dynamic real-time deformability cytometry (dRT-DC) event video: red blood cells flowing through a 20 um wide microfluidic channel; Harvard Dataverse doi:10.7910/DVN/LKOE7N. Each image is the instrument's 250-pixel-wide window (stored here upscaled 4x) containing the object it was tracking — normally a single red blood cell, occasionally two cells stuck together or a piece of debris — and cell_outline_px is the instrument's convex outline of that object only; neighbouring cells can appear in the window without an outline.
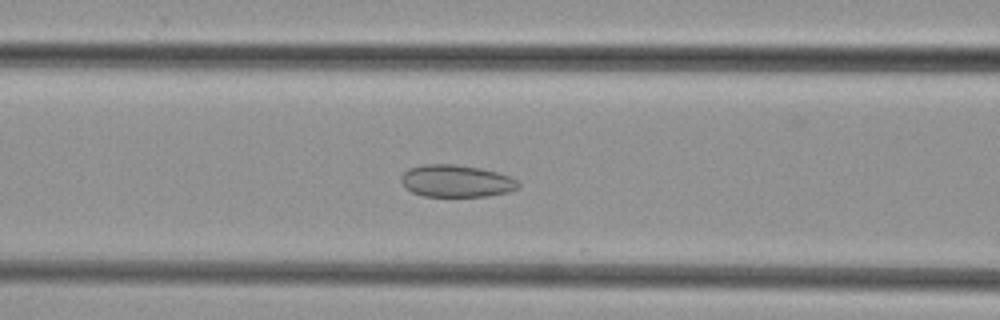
{"species": "common noctule bat (a hibernating species)", "species_latin": "Nyctalus noctula", "temperature_condition": "cold", "stored_images_in_passage": 44, "camera_frame_rate_fps": 3000, "um_per_image_px": 0.085, "animal": {"sex": "female", "body_mass_g": 29.2, "forearm_length_mm": 56.3}, "frame": {"image": 1, "passage_image": 16, "time_ms": 5.0, "image_size_px": [1000, 320], "cell_outline_px": [[520, 184], [516, 188], [508, 192], [488, 196], [424, 196], [412, 192], [404, 188], [400, 180], [404, 172], [408, 168], [424, 164], [456, 164], [480, 168], [496, 172], [508, 176], [516, 180]], "centroid_in_image_um": [38.74, 15.38], "position_along_channel_um": 127.9, "area_um2": 21.96}}
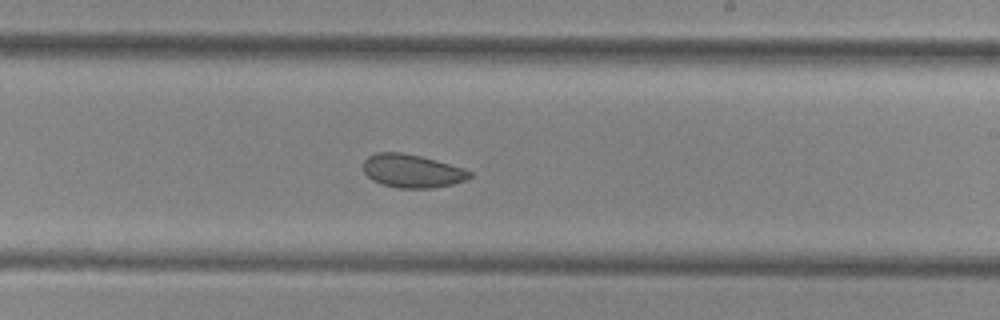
{"frame": {"image": 2, "passage_image": 25, "time_ms": 8.0, "image_size_px": [1000, 320], "cell_outline_px": [[472, 176], [468, 180], [452, 184], [432, 188], [396, 188], [380, 184], [372, 180], [364, 172], [364, 160], [368, 156], [376, 152], [400, 152], [420, 156], [464, 168], [472, 172]], "centroid_in_image_um": [35.03, 14.54], "position_along_channel_um": 254.0, "area_um2": 20.75}}
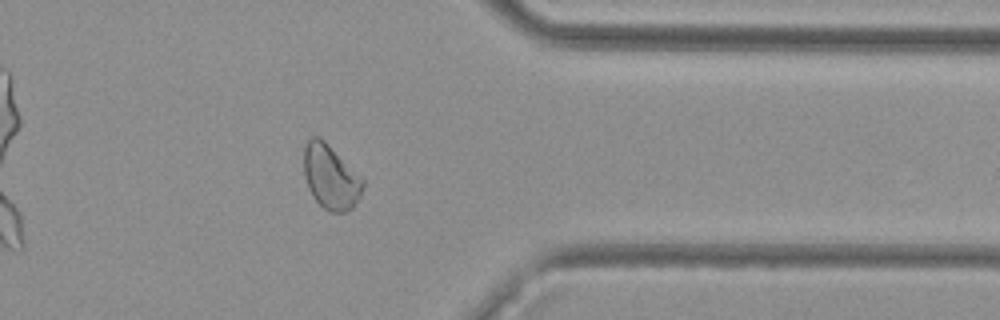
{"frame": {"image": 3, "passage_image": 35, "time_ms": 11.333, "image_size_px": [1000, 320], "cell_outline_px": [[364, 184], [360, 196], [352, 208], [344, 212], [328, 212], [312, 196], [308, 188], [304, 176], [304, 144], [312, 136], [316, 136], [324, 140], [364, 180]], "centroid_in_image_um": [28.08, 15.05], "position_along_channel_um": 383.3, "area_um2": 21.96}}